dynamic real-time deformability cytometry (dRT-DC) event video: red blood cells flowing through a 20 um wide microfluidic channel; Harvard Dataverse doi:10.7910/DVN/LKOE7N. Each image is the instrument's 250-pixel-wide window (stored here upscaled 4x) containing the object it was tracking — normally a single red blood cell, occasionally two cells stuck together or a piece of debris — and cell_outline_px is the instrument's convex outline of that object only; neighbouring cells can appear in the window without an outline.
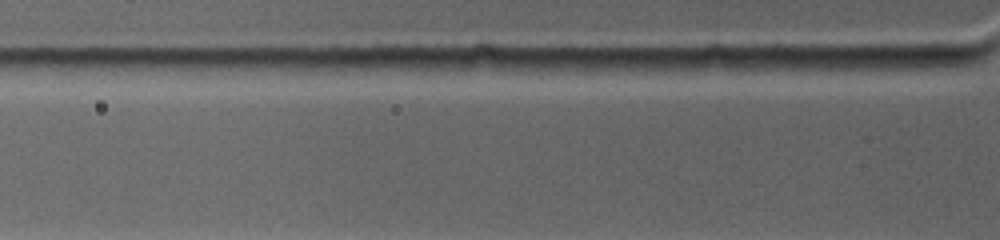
{"species": "common noctule bat (a hibernating species)", "species_latin": "Nyctalus noctula", "temperature_condition": "warm", "stored_images_in_passage": 2, "camera_frame_rate_fps": 4500, "um_per_image_px": 0.085, "animal": {"sex": "female", "body_mass_g": 19.0, "forearm_length_mm": 53.3}, "frame": {"image": 1, "passage_image": 2, "time_ms": 0.222, "image_size_px": [1000, 240], "cell_outline_px": [[972, 60], [968, 64], [932, 72], [912, 76], [840, 68], [840, 64], [848, 60], [860, 56], [968, 56]], "centroid_in_image_um": [76.92, 5.45], "position_along_channel_um": 48.9, "area_um2": 13.64}}